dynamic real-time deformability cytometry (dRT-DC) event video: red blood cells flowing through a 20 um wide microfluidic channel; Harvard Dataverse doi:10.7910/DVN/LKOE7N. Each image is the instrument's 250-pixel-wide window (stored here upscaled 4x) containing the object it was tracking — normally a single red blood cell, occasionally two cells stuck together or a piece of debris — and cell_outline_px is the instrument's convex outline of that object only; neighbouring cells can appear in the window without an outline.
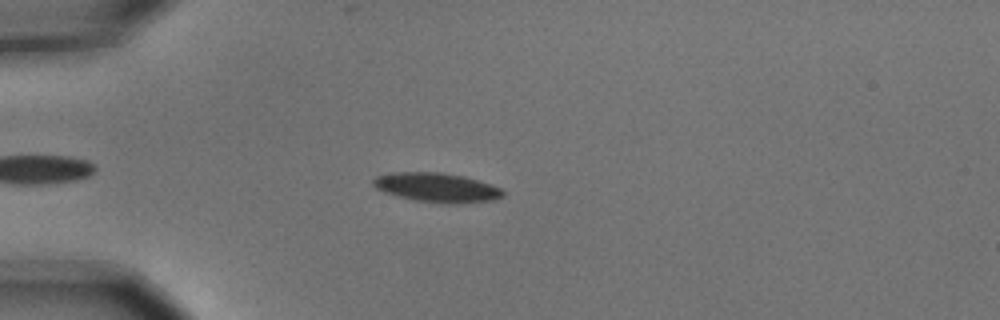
{"species": "common noctule bat (a hibernating species)", "species_latin": "Nyctalus noctula", "temperature_condition": "cold", "stored_images_in_passage": 4, "camera_frame_rate_fps": 3000, "um_per_image_px": 0.085, "animal": {"sex": "male", "body_mass_g": 15.6}, "frame": {"image": 1, "passage_image": 2, "time_ms": 0.333, "image_size_px": [1000, 320], "cell_outline_px": [[504, 196], [492, 200], [452, 204], [444, 204], [416, 200], [396, 196], [384, 192], [376, 188], [372, 184], [372, 180], [376, 176], [392, 172], [440, 172], [464, 176], [500, 188], [504, 192]], "centroid_in_image_um": [37.08, 15.94], "position_along_channel_um": 47.9, "area_um2": 22.08}}
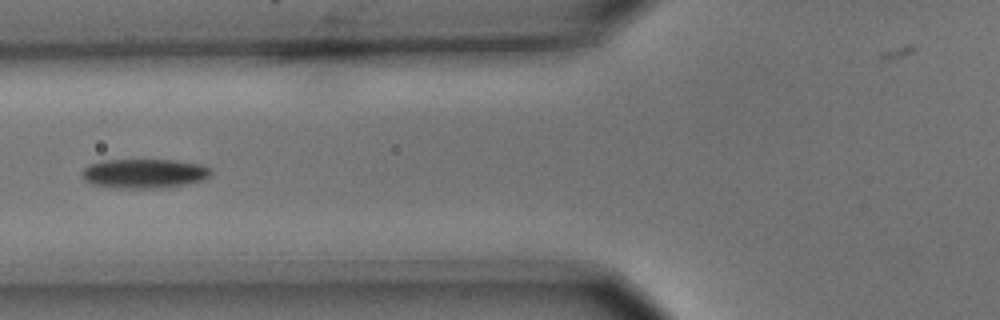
{"frame": {"image": 2, "passage_image": 4, "time_ms": 1.0, "image_size_px": [1000, 320], "cell_outline_px": [[212, 172], [204, 180], [184, 184], [156, 188], [120, 188], [88, 184], [80, 176], [80, 172], [88, 164], [104, 160], [176, 160], [204, 164], [212, 168]], "centroid_in_image_um": [12.23, 14.74], "position_along_channel_um": 113.6, "area_um2": 22.37}}